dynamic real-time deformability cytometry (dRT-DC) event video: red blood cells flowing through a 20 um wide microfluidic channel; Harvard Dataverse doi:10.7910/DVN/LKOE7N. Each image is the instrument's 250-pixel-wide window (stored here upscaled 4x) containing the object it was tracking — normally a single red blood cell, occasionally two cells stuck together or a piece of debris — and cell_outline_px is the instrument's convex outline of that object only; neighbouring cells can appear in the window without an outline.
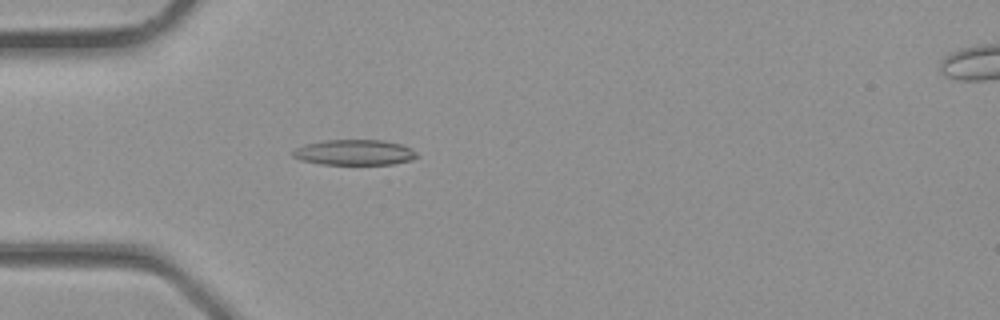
{"species": "common noctule bat (a hibernating species)", "species_latin": "Nyctalus noctula", "temperature_condition": "room temperature", "stored_images_in_passage": 32, "camera_frame_rate_fps": 3000, "um_per_image_px": 0.085, "animal": {"sex": "male", "body_mass_g": 23.1, "forearm_length_mm": 52.7}, "frame": {"image": 1, "passage_image": 8, "time_ms": 2.333, "image_size_px": [1000, 320], "cell_outline_px": [[420, 156], [412, 160], [392, 164], [320, 164], [300, 160], [292, 156], [292, 152], [296, 148], [304, 144], [324, 140], [384, 140], [400, 144], [412, 148]], "centroid_in_image_um": [30.14, 12.95], "position_along_channel_um": 54.9, "area_um2": 18.55}}
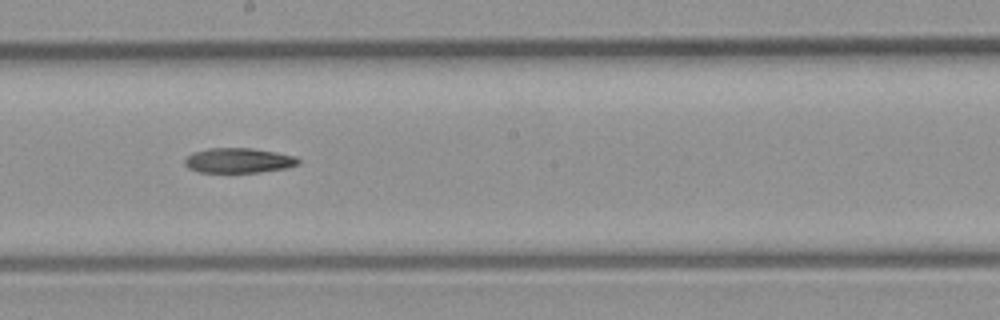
{"frame": {"image": 2, "passage_image": 17, "time_ms": 5.333, "image_size_px": [1000, 320], "cell_outline_px": [[300, 164], [284, 168], [260, 172], [200, 172], [188, 168], [184, 164], [184, 160], [192, 152], [208, 148], [252, 148], [276, 152], [296, 156], [300, 160]], "centroid_in_image_um": [20.27, 13.63], "position_along_channel_um": 227.9, "area_um2": 16.53}}
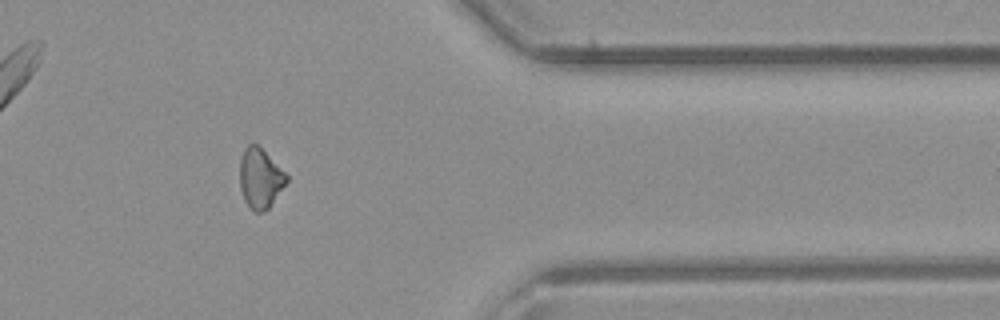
{"frame": {"image": 3, "passage_image": 26, "time_ms": 8.333, "image_size_px": [1000, 320], "cell_outline_px": [[288, 180], [268, 208], [264, 212], [256, 212], [244, 200], [240, 188], [240, 160], [244, 148], [252, 140], [288, 176]], "centroid_in_image_um": [22.09, 15.14], "position_along_channel_um": 389.3, "area_um2": 15.95}}